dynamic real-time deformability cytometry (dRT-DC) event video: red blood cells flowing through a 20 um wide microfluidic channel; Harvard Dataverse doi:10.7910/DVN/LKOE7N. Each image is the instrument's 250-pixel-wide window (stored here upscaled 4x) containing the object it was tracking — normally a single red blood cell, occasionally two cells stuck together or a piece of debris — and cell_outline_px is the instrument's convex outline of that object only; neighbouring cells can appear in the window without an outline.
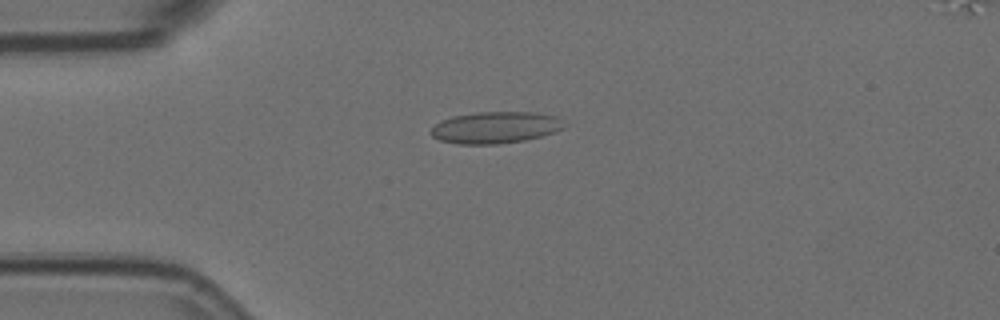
{"species": "Egyptian fruit bat (a non-hibernating species)", "species_latin": "Rousettus aegyptiacus", "temperature_condition": "room temperature", "stored_images_in_passage": 5, "camera_frame_rate_fps": 3000, "um_per_image_px": 0.085, "animal": {"sex": "female"}, "frame": {"image": 1, "passage_image": 4, "time_ms": 1.0, "image_size_px": [1000, 320], "cell_outline_px": [[564, 128], [556, 132], [524, 140], [496, 144], [456, 144], [440, 140], [432, 136], [428, 132], [440, 120], [452, 116], [476, 112], [532, 112], [560, 116]], "centroid_in_image_um": [42.09, 10.83], "position_along_channel_um": 42.9, "area_um2": 24.74}}